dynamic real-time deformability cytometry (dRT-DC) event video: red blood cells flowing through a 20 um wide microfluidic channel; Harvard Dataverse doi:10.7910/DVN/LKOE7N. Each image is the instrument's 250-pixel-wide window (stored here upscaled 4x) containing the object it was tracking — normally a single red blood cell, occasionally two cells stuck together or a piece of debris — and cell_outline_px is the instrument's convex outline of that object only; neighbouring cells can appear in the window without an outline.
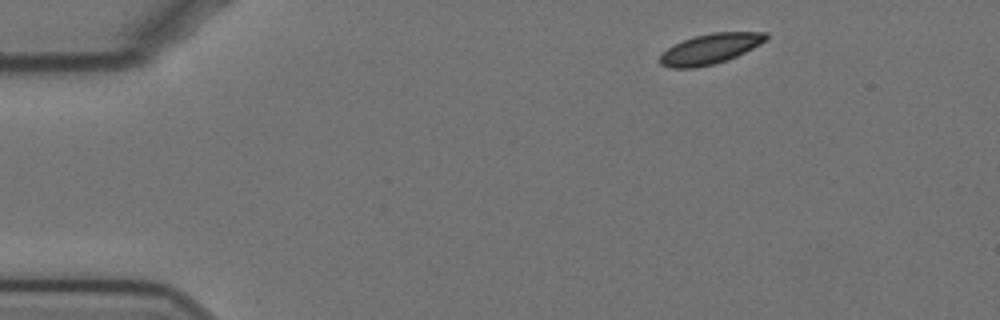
{"species": "Egyptian fruit bat (a non-hibernating species)", "species_latin": "Rousettus aegyptiacus", "temperature_condition": "cold", "stored_images_in_passage": 51, "camera_frame_rate_fps": 3000, "um_per_image_px": 0.085, "animal": {"sex": "female"}, "frame": {"image": 1, "passage_image": 1, "time_ms": 0.0, "image_size_px": [1000, 320], "cell_outline_px": [[764, 36], [760, 40], [748, 48], [740, 52], [720, 60], [704, 64], [668, 64], [664, 60], [664, 56], [672, 48], [688, 40], [704, 36], [740, 32]], "centroid_in_image_um": [60.4, 4.11], "position_along_channel_um": 24.6, "area_um2": 14.28}}
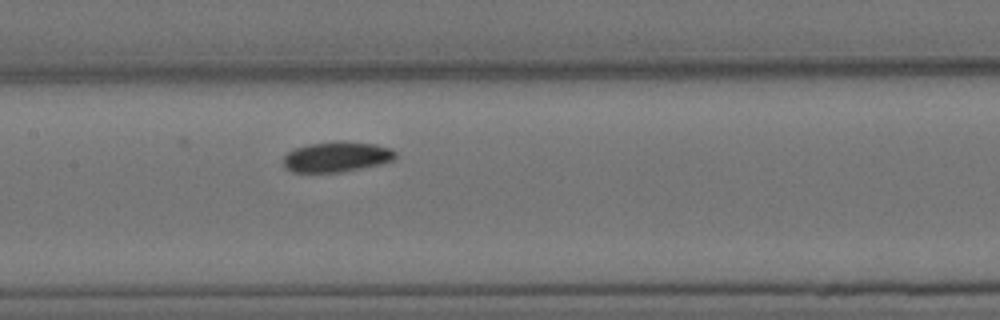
{"frame": {"image": 2, "passage_image": 21, "time_ms": 6.667, "image_size_px": [1000, 320], "cell_outline_px": [[388, 156], [376, 160], [356, 164], [332, 168], [296, 168], [288, 160], [292, 156], [300, 152], [312, 148], [368, 148], [388, 152]], "centroid_in_image_um": [28.47, 13.38], "position_along_channel_um": 178.9, "area_um2": 11.04}}
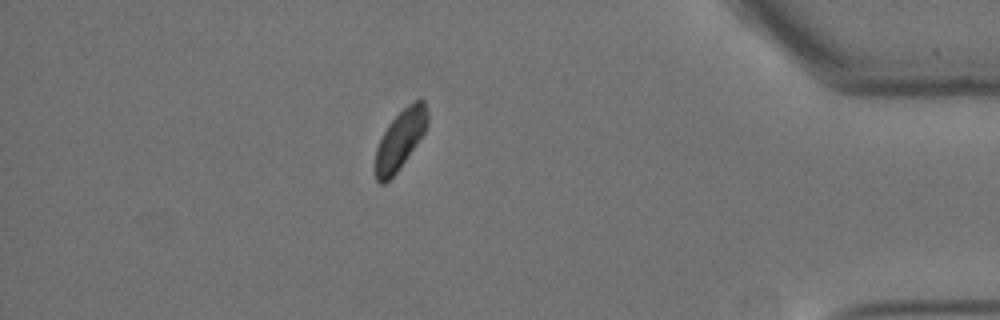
{"frame": {"image": 3, "passage_image": 44, "time_ms": 14.333, "image_size_px": [1000, 320], "cell_outline_px": [[424, 124], [420, 132], [396, 168], [384, 180], [380, 180], [376, 172], [376, 160], [380, 148], [392, 124], [400, 116], [416, 104], [420, 104]], "centroid_in_image_um": [33.91, 11.99], "position_along_channel_um": 401.3, "area_um2": 12.89}}